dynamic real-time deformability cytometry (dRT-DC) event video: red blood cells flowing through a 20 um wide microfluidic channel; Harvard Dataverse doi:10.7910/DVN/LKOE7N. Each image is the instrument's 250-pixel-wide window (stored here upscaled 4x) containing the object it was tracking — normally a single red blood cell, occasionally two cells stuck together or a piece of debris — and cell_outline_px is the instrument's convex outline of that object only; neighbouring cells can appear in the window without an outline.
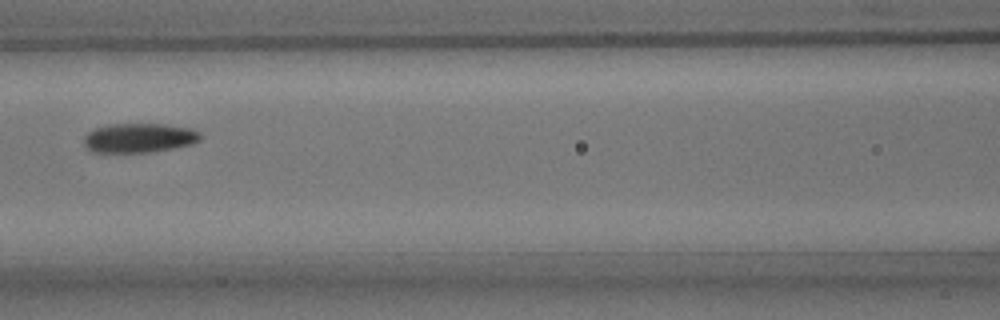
{"species": "common noctule bat (a hibernating species)", "species_latin": "Nyctalus noctula", "temperature_condition": "room temperature", "stored_images_in_passage": 7, "camera_frame_rate_fps": 3000, "um_per_image_px": 0.085, "animal": {"sex": "male", "body_mass_g": 15.6}, "frame": {"image": 1, "passage_image": 5, "time_ms": 5.0, "image_size_px": [1000, 320], "cell_outline_px": [[200, 140], [192, 144], [152, 152], [92, 152], [84, 144], [84, 136], [88, 132], [96, 128], [112, 124], [164, 124], [192, 128], [200, 132]], "centroid_in_image_um": [11.84, 11.72], "position_along_channel_um": 154.8, "area_um2": 19.88}}
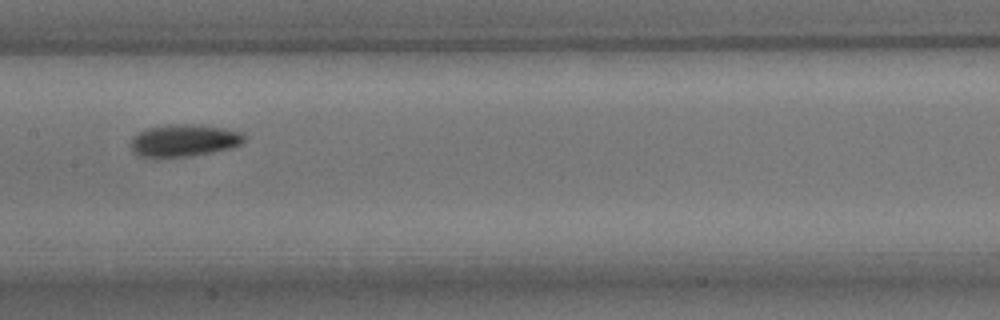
{"frame": {"image": 2, "passage_image": 6, "time_ms": 6.0, "image_size_px": [1000, 320], "cell_outline_px": [[244, 140], [240, 144], [232, 148], [188, 156], [136, 156], [132, 152], [132, 136], [144, 128], [168, 124], [192, 124], [224, 128], [244, 132]], "centroid_in_image_um": [15.62, 11.91], "position_along_channel_um": 191.8, "area_um2": 21.21}}
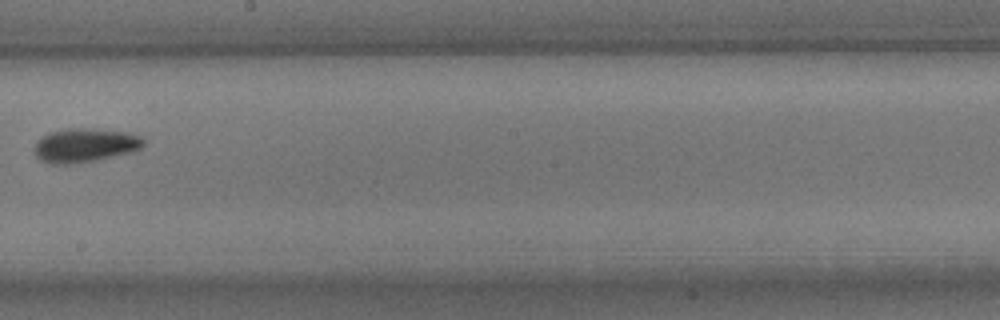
{"frame": {"image": 3, "passage_image": 7, "time_ms": 7.333, "image_size_px": [1000, 320], "cell_outline_px": [[144, 144], [140, 148], [132, 152], [96, 160], [72, 164], [52, 164], [40, 160], [36, 156], [36, 144], [48, 132], [68, 128], [88, 128], [128, 132], [144, 136]], "centroid_in_image_um": [7.27, 12.34], "position_along_channel_um": 240.9, "area_um2": 21.56}}